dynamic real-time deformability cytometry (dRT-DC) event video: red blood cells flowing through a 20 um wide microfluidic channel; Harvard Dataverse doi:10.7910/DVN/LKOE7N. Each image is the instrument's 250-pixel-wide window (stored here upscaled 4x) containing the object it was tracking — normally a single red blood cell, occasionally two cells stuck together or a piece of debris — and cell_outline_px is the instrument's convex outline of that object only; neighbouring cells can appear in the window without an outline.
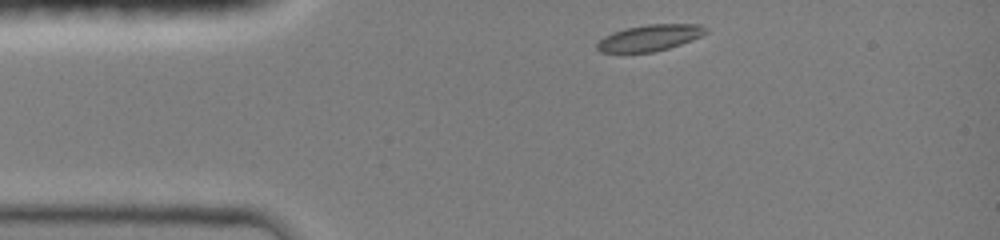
{"species": "common noctule bat (a hibernating species)", "species_latin": "Nyctalus noctula", "temperature_condition": "room temperature", "stored_images_in_passage": 30, "camera_frame_rate_fps": 3000, "um_per_image_px": 0.085, "animal": {"sex": "female", "body_mass_g": 19.0, "forearm_length_mm": 51.5}, "frame": {"image": 1, "passage_image": 1, "time_ms": 0.0, "image_size_px": [1000, 240], "cell_outline_px": [[708, 32], [692, 40], [668, 48], [652, 52], [600, 52], [596, 48], [596, 44], [604, 36], [612, 32], [624, 28], [648, 24], [700, 24], [708, 28]], "centroid_in_image_um": [55.23, 3.2], "position_along_channel_um": 29.8, "area_um2": 16.65}}
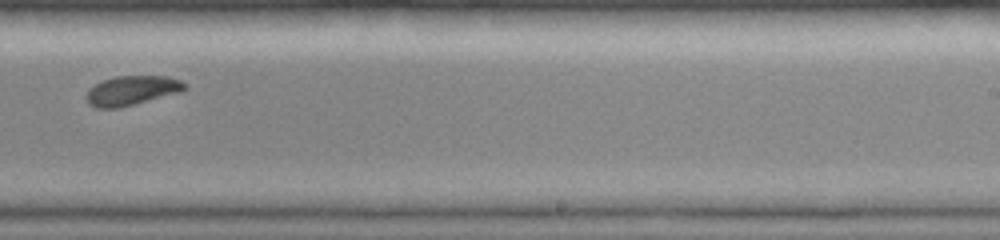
{"frame": {"image": 2, "passage_image": 16, "time_ms": 7.0, "image_size_px": [1000, 240], "cell_outline_px": [[188, 88], [180, 92], [116, 108], [96, 108], [88, 104], [84, 96], [88, 88], [104, 80], [116, 76], [168, 76], [180, 80], [188, 84]], "centroid_in_image_um": [11.18, 7.68], "position_along_channel_um": 277.8, "area_um2": 16.88}}
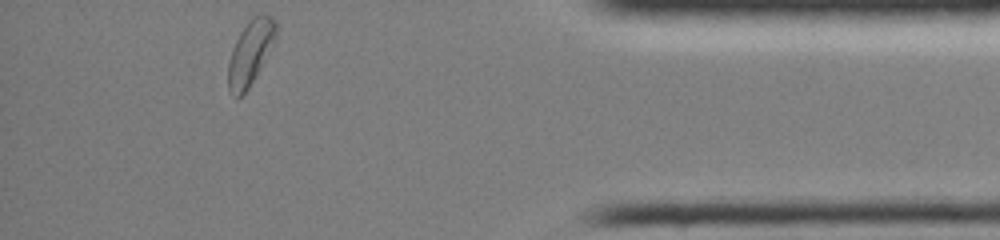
{"frame": {"image": 3, "passage_image": 30, "time_ms": 11.0, "image_size_px": [1000, 240], "cell_outline_px": [[276, 40], [248, 88], [236, 100], [228, 92], [228, 64], [232, 48], [240, 32], [248, 20], [252, 16], [260, 12], [264, 12], [272, 16], [276, 24]], "centroid_in_image_um": [21.27, 4.44], "position_along_channel_um": 413.9, "area_um2": 18.15}, "authors_computed_cell_mechanics": {"area_um2": 17.2244, "velocity_mm_per_s": 4.1478, "shape_relaxation_time_tau1_ms": 2.0576, "shape_relaxation_time_tau2_ms": null, "deformation_change_tau1": 0.0926, "deformation_change_tau2": null}}